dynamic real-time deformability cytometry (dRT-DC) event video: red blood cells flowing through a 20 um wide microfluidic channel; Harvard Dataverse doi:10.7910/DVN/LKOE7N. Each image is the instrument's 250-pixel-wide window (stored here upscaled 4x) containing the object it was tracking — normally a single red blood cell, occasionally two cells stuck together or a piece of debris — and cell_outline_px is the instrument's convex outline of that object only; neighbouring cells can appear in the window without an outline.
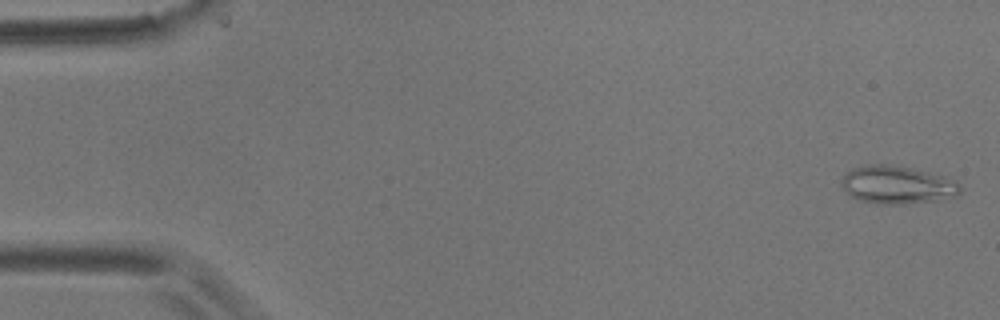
{"species": "common noctule bat (a hibernating species)", "species_latin": "Nyctalus noctula", "temperature_condition": "room temperature", "stored_images_in_passage": 6, "camera_frame_rate_fps": 3000, "um_per_image_px": 0.085, "animal": {"sex": "male", "body_mass_g": 17.9}, "frame": {"image": 1, "passage_image": 1, "time_ms": 0.0, "image_size_px": [1000, 320], "cell_outline_px": [[960, 192], [956, 196], [940, 200], [904, 204], [880, 204], [860, 200], [848, 196], [840, 184], [840, 180], [852, 168], [868, 164], [884, 164], [912, 168], [948, 176], [956, 180], [960, 184]], "centroid_in_image_um": [76.28, 15.71], "position_along_channel_um": 8.7, "area_um2": 26.65}}
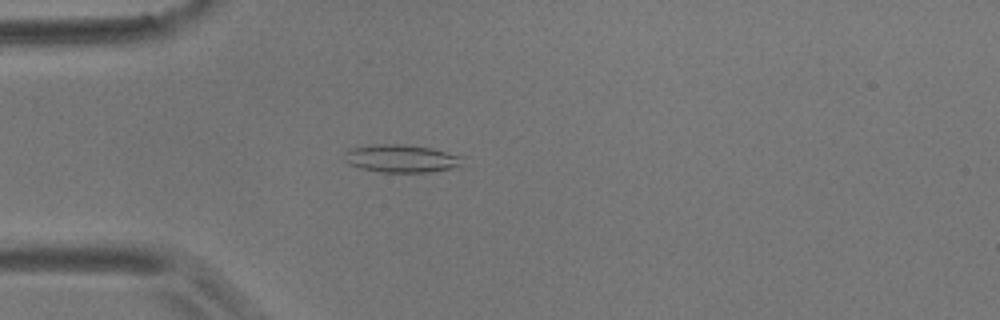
{"frame": {"image": 2, "passage_image": 5, "time_ms": 4.667, "image_size_px": [1000, 320], "cell_outline_px": [[460, 164], [452, 168], [432, 172], [380, 172], [360, 168], [348, 164], [344, 160], [344, 152], [352, 148], [372, 144], [404, 144], [432, 148], [460, 156]], "centroid_in_image_um": [34.03, 13.47], "position_along_channel_um": 51.0, "area_um2": 19.07}}